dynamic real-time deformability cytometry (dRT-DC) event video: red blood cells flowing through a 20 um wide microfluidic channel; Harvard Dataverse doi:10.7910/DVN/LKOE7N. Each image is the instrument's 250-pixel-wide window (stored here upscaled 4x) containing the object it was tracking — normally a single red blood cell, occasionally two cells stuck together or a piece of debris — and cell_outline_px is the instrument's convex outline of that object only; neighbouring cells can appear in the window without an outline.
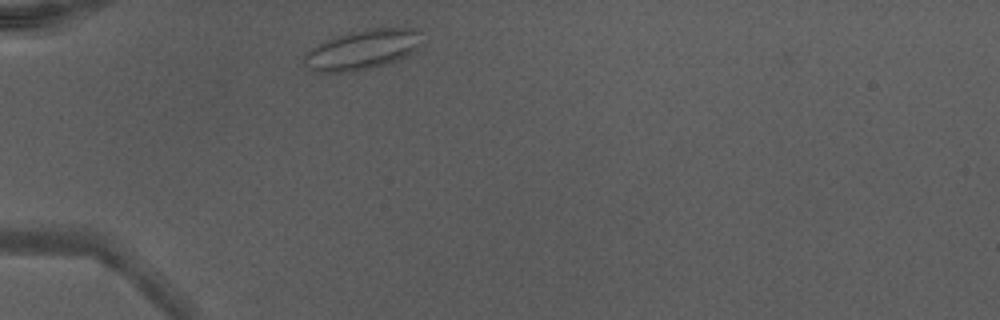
{"species": "Egyptian fruit bat (a non-hibernating species)", "species_latin": "Rousettus aegyptiacus", "temperature_condition": "warm", "stored_images_in_passage": 35, "camera_frame_rate_fps": 3000, "um_per_image_px": 0.085, "animal": {"sex": "male"}, "frame": {"image": 1, "passage_image": 2, "time_ms": 0.333, "image_size_px": [1000, 320], "cell_outline_px": [[420, 32], [416, 52], [396, 60], [372, 68], [356, 72], [312, 72], [304, 64], [304, 56], [308, 48], [316, 44], [352, 32], [368, 28], [416, 28]], "centroid_in_image_um": [30.76, 4.24], "position_along_channel_um": 54.2, "area_um2": 27.22}}
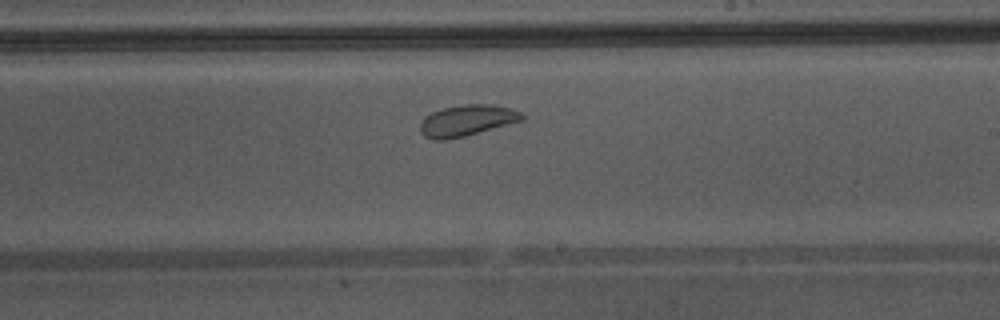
{"frame": {"image": 2, "passage_image": 17, "time_ms": 5.333, "image_size_px": [1000, 320], "cell_outline_px": [[524, 120], [464, 136], [444, 140], [436, 140], [424, 136], [420, 132], [420, 120], [424, 116], [432, 112], [444, 108], [464, 104], [492, 104], [508, 108], [520, 112], [524, 116]], "centroid_in_image_um": [39.65, 10.24], "position_along_channel_um": 249.4, "area_um2": 18.38}}
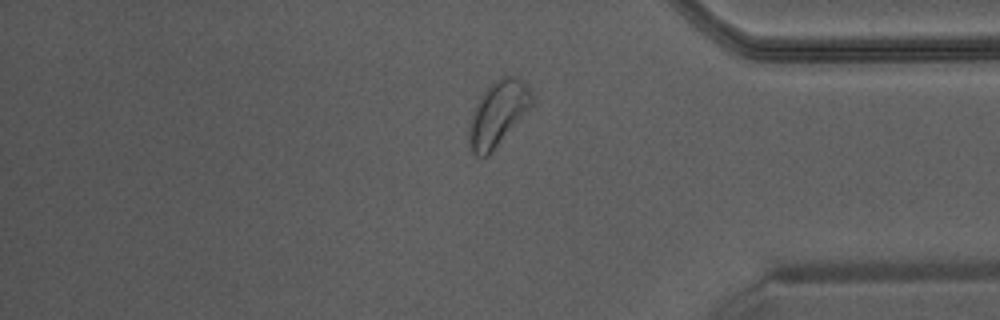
{"frame": {"image": 3, "passage_image": 28, "time_ms": 9.0, "image_size_px": [1000, 320], "cell_outline_px": [[532, 104], [492, 152], [488, 156], [476, 156], [472, 152], [468, 140], [468, 132], [472, 112], [476, 104], [484, 92], [496, 80], [508, 76], [516, 76], [528, 88], [532, 96]], "centroid_in_image_um": [42.28, 9.69], "position_along_channel_um": 392.9, "area_um2": 22.95}, "authors_computed_cell_mechanics": {"area_um2": 20.5768, "velocity_mm_per_s": 4.2964, "shape_relaxation_time_tau1_ms": null, "shape_relaxation_time_tau2_ms": 1.162, "deformation_change_tau1": null, "deformation_change_tau2": 0.0597}}